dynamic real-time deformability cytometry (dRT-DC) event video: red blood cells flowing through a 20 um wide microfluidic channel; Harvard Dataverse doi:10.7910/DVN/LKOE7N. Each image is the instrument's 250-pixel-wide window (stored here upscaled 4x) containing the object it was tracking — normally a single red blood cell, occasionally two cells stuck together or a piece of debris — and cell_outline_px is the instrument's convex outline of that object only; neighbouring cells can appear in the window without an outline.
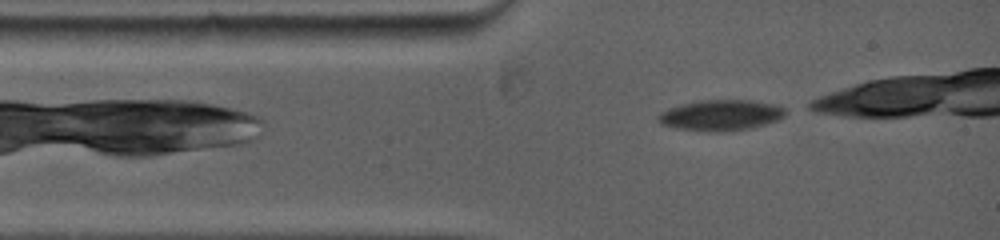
{"species": "common noctule bat (a hibernating species)", "species_latin": "Nyctalus noctula", "temperature_condition": "warm", "stored_images_in_passage": 23, "camera_frame_rate_fps": 5000, "um_per_image_px": 0.085, "animal": {"sex": "female", "body_mass_g": 19.0, "forearm_length_mm": 53.3}, "frame": {"image": 1, "passage_image": 1, "time_ms": 0.0, "image_size_px": [1000, 240], "cell_outline_px": [[788, 112], [784, 116], [776, 120], [752, 128], [732, 132], [708, 132], [672, 128], [660, 124], [656, 120], [656, 116], [660, 112], [668, 108], [696, 100], [752, 100], [776, 104], [784, 108]], "centroid_in_image_um": [61.23, 9.8], "position_along_channel_um": 23.8, "area_um2": 23.41}}
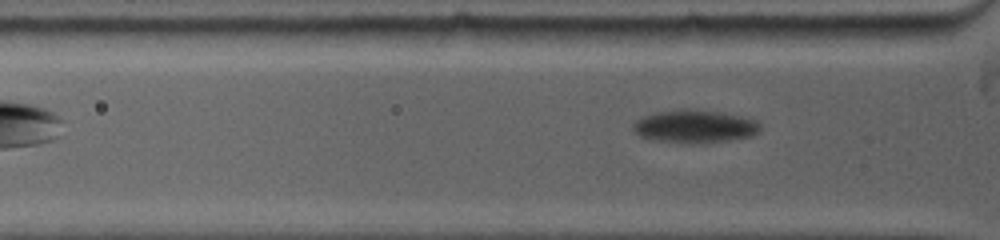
{"frame": {"image": 2, "passage_image": 14, "time_ms": 1.6, "image_size_px": [1000, 240], "cell_outline_px": [[760, 128], [756, 132], [748, 136], [720, 140], [660, 140], [644, 136], [636, 132], [632, 128], [632, 124], [640, 116], [652, 112], [680, 108], [688, 108], [724, 112], [756, 120], [760, 124]], "centroid_in_image_um": [59.0, 10.64], "position_along_channel_um": 66.8, "area_um2": 23.29}}